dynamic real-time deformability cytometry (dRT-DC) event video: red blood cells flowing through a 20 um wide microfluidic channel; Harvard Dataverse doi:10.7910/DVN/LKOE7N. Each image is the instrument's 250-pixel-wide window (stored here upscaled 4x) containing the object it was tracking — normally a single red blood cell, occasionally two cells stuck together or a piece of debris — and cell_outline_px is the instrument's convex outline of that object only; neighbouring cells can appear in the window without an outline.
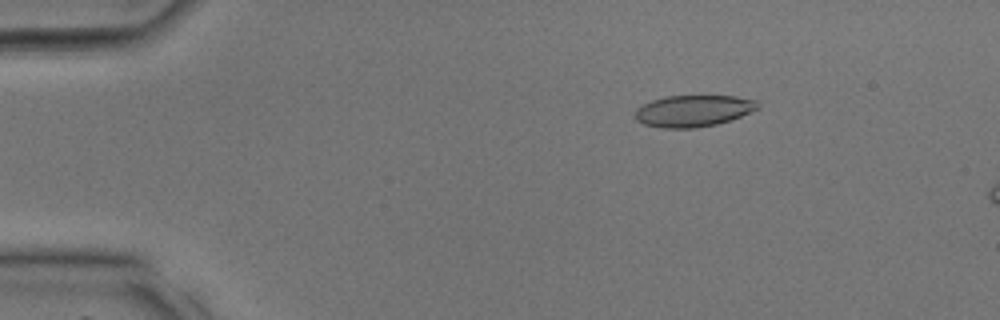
{"species": "common noctule bat (a hibernating species)", "species_latin": "Nyctalus noctula", "temperature_condition": "room temperature", "stored_images_in_passage": 8, "camera_frame_rate_fps": 3000, "um_per_image_px": 0.085, "animal": {"sex": "male", "body_mass_g": 17.9, "forearm_length_mm": 54.2}, "frame": {"image": 1, "passage_image": 4, "time_ms": 1.0, "image_size_px": [1000, 320], "cell_outline_px": [[760, 108], [740, 116], [716, 124], [696, 128], [660, 128], [644, 124], [636, 120], [636, 108], [652, 100], [668, 96], [736, 96], [756, 100], [760, 104]], "centroid_in_image_um": [58.94, 9.42], "position_along_channel_um": 26.1, "area_um2": 22.48}}